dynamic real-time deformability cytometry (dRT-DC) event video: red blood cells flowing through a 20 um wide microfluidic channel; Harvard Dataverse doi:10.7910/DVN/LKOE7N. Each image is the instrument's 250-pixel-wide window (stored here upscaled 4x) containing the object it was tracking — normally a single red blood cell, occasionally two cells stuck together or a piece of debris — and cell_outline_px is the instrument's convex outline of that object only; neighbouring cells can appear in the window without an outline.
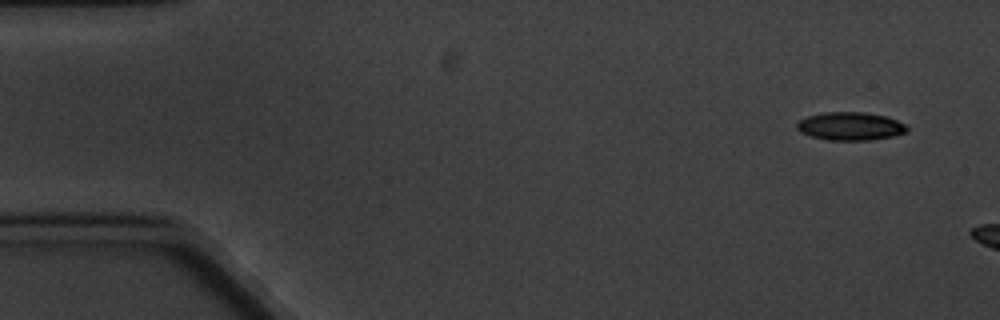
{"species": "common noctule bat (a hibernating species)", "species_latin": "Nyctalus noctula", "temperature_condition": "cold", "stored_images_in_passage": 3, "camera_frame_rate_fps": 3000, "um_per_image_px": 0.085, "animal": {"sex": "male", "body_mass_g": 20.1, "forearm_length_mm": 53.5}, "frame": {"image": 1, "passage_image": 1, "time_ms": 0.0, "image_size_px": [1000, 320], "cell_outline_px": [[908, 132], [892, 136], [868, 140], [828, 140], [812, 136], [800, 132], [796, 128], [796, 124], [800, 120], [808, 116], [824, 112], [864, 112], [884, 116], [896, 120], [904, 124], [908, 128]], "centroid_in_image_um": [72.26, 10.73], "position_along_channel_um": 12.7, "area_um2": 17.92}}